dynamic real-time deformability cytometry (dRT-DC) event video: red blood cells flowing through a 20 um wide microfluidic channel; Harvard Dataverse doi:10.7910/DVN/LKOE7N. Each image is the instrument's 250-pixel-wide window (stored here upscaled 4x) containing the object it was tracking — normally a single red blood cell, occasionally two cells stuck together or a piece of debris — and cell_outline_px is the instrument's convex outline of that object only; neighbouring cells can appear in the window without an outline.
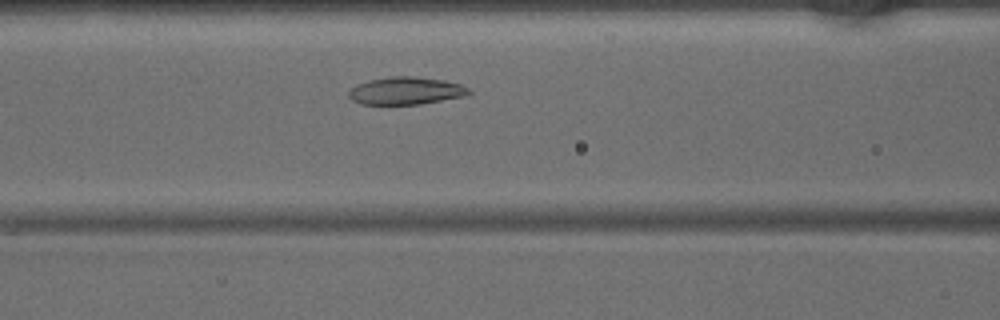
{"species": "common noctule bat (a hibernating species)", "species_latin": "Nyctalus noctula", "temperature_condition": "warm", "stored_images_in_passage": 38, "camera_frame_rate_fps": 3000, "um_per_image_px": 0.085, "animal": {"sex": "male", "body_mass_g": 15.6}, "frame": {"image": 1, "passage_image": 11, "time_ms": 3.333, "image_size_px": [1000, 320], "cell_outline_px": [[472, 92], [464, 96], [420, 104], [360, 104], [352, 100], [348, 96], [348, 92], [356, 84], [368, 80], [392, 76], [412, 76], [444, 80], [460, 84], [468, 88]], "centroid_in_image_um": [34.47, 7.71], "position_along_channel_um": 132.1, "area_um2": 19.25}}
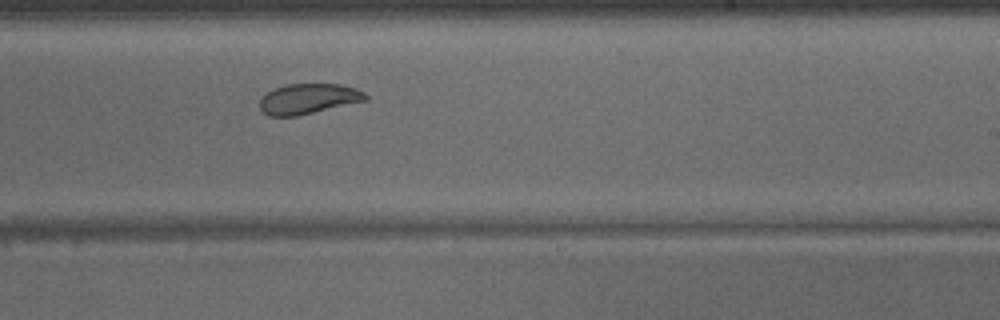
{"frame": {"image": 2, "passage_image": 20, "time_ms": 6.333, "image_size_px": [1000, 320], "cell_outline_px": [[368, 100], [296, 116], [268, 116], [260, 108], [260, 96], [276, 88], [288, 84], [340, 84], [356, 88], [364, 92], [368, 96]], "centroid_in_image_um": [26.22, 8.39], "position_along_channel_um": 262.8, "area_um2": 18.61}}
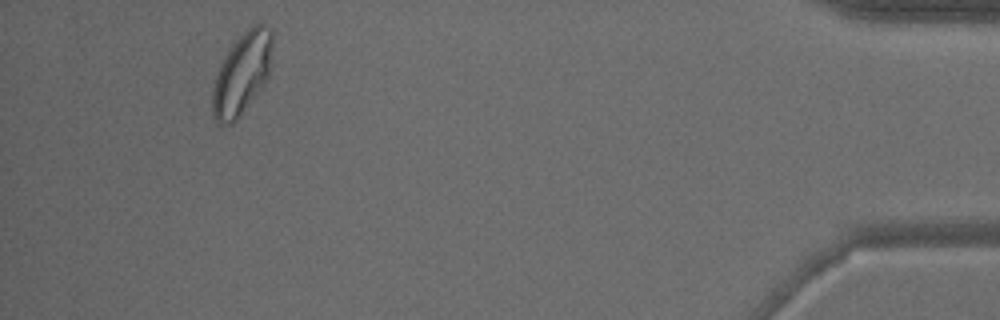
{"frame": {"image": 3, "passage_image": 35, "time_ms": 11.333, "image_size_px": [1000, 320], "cell_outline_px": [[272, 44], [268, 76], [264, 84], [240, 116], [232, 124], [216, 124], [212, 116], [212, 88], [220, 64], [228, 48], [252, 24], [264, 24], [272, 32]], "centroid_in_image_um": [20.53, 6.28], "position_along_channel_um": 414.7, "area_um2": 28.55}}